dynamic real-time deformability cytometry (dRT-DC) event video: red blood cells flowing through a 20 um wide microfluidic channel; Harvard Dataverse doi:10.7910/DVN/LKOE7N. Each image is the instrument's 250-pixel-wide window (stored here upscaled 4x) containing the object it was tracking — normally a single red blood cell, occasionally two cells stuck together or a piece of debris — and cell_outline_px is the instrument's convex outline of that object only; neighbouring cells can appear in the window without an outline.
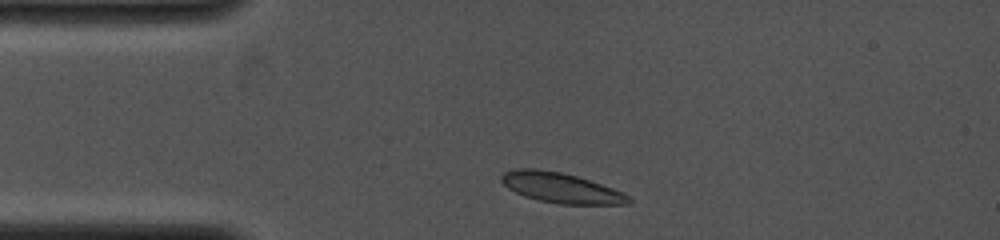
{"species": "common noctule bat (a hibernating species)", "species_latin": "Nyctalus noctula", "temperature_condition": "cold", "stored_images_in_passage": 20, "camera_frame_rate_fps": 4000, "um_per_image_px": 0.085, "animal": {"sex": "female", "body_mass_g": 19.0, "forearm_length_mm": 53.3}, "frame": {"image": 1, "passage_image": 2, "time_ms": 0.5, "image_size_px": [1000, 240], "cell_outline_px": [[632, 200], [628, 204], [560, 204], [540, 200], [524, 196], [508, 188], [500, 180], [500, 176], [504, 172], [516, 168], [536, 168], [560, 172], [576, 176], [612, 188], [628, 196]], "centroid_in_image_um": [47.63, 15.95], "position_along_channel_um": 37.4, "area_um2": 22.08}}
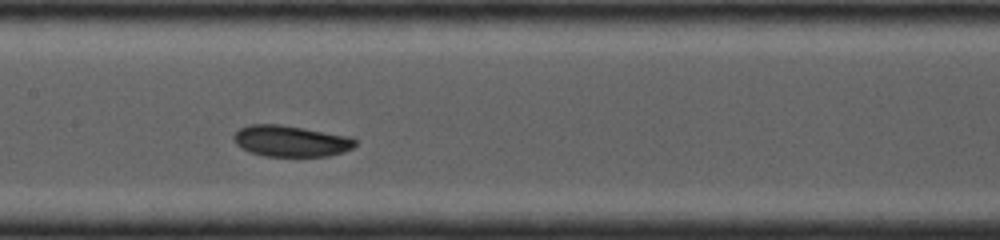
{"frame": {"image": 2, "passage_image": 12, "time_ms": 4.5, "image_size_px": [1000, 240], "cell_outline_px": [[356, 144], [352, 148], [344, 152], [328, 156], [264, 156], [252, 152], [236, 144], [232, 140], [232, 136], [240, 128], [248, 124], [280, 124], [352, 136], [356, 140]], "centroid_in_image_um": [24.74, 11.98], "position_along_channel_um": 182.7, "area_um2": 22.2}}
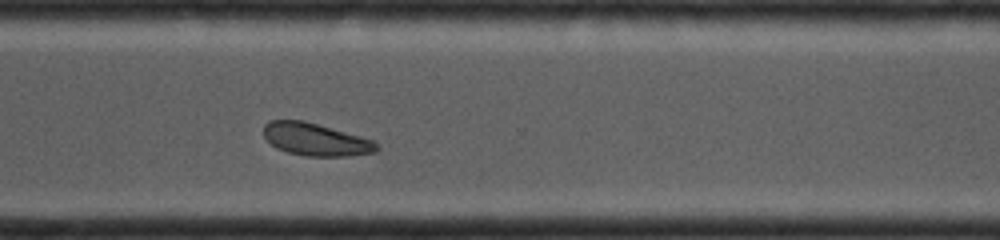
{"frame": {"image": 3, "passage_image": 20, "time_ms": 8.25, "image_size_px": [1000, 240], "cell_outline_px": [[380, 148], [376, 152], [348, 156], [304, 156], [288, 152], [276, 148], [264, 136], [264, 124], [268, 120], [304, 120], [376, 140]], "centroid_in_image_um": [26.87, 11.85], "position_along_channel_um": 343.7, "area_um2": 21.68}}